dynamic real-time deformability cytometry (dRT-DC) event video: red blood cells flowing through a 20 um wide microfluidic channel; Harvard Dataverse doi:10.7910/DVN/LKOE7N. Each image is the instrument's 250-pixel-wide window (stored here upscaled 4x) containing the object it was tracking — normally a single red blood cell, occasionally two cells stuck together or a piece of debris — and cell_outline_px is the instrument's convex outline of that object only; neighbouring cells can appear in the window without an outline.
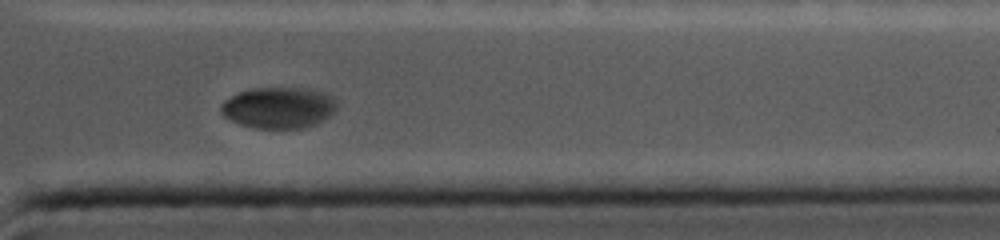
{"species": "common noctule bat (a hibernating species)", "species_latin": "Nyctalus noctula", "temperature_condition": "cold", "stored_images_in_passage": 24, "camera_frame_rate_fps": 5000, "um_per_image_px": 0.085, "animal": {"sex": "female", "body_mass_g": 19.0, "forearm_length_mm": 56.7}, "frame": {"image": 1, "passage_image": 21, "time_ms": 9.6, "image_size_px": [1000, 240], "cell_outline_px": [[336, 108], [324, 120], [316, 124], [304, 128], [256, 128], [240, 124], [224, 116], [220, 112], [220, 104], [224, 100], [240, 92], [252, 88], [300, 88], [324, 92], [332, 96], [336, 104]], "centroid_in_image_um": [23.67, 9.15], "position_along_channel_um": 387.7, "area_um2": 27.69}}